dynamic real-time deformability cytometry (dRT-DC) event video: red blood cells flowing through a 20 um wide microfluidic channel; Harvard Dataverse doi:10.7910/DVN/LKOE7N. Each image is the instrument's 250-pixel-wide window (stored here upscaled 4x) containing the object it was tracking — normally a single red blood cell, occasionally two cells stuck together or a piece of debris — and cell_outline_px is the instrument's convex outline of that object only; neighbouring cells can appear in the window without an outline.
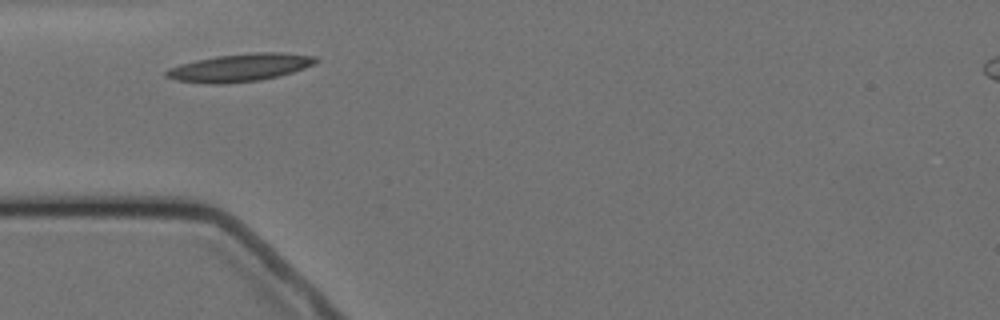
{"species": "Egyptian fruit bat (a non-hibernating species)", "species_latin": "Rousettus aegyptiacus", "temperature_condition": "cold", "stored_images_in_passage": 1, "camera_frame_rate_fps": 3000, "um_per_image_px": 0.085, "animal": {"sex": "female"}, "frame": {"image": 1, "passage_image": 1, "time_ms": 0.0, "image_size_px": [1000, 320], "cell_outline_px": [[320, 60], [304, 68], [292, 72], [260, 80], [220, 84], [208, 84], [176, 80], [164, 76], [164, 72], [168, 68], [180, 64], [196, 60], [216, 56], [256, 52], [280, 52], [316, 56]], "centroid_in_image_um": [20.36, 5.74], "position_along_channel_um": 64.6, "area_um2": 24.1}}